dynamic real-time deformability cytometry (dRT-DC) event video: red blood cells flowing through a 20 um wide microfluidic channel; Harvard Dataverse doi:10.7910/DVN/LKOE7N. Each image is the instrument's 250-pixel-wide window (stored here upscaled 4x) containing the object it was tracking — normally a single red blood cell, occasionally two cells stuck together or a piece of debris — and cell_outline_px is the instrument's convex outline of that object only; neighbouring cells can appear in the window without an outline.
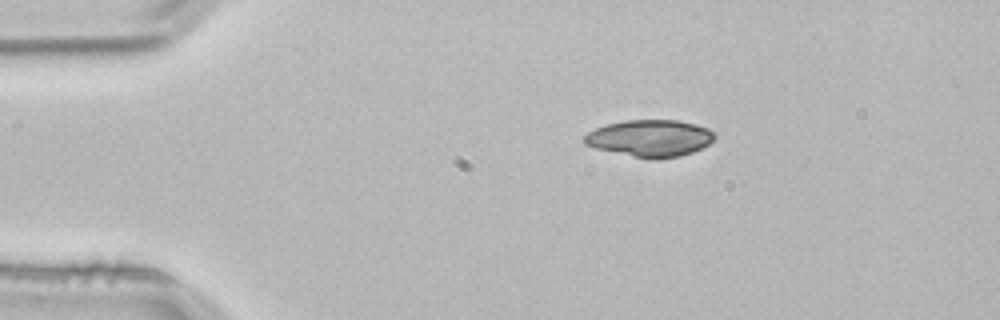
{"species": "common noctule bat (a hibernating species)", "species_latin": "Nyctalus noctula", "temperature_condition": "room temperature", "stored_images_in_passage": 3, "segment_of_instrument_passage": [1, 2], "camera_frame_rate_fps": 3000, "um_per_image_px": 0.085, "animal": {"sex": "male", "body_mass_g": 21.5, "forearm_length_mm": 52.0}, "frame": {"image": 1, "passage_image": 1, "time_ms": 0.0, "image_size_px": [1000, 320], "cell_outline_px": [[716, 136], [708, 144], [692, 152], [680, 156], [652, 160], [632, 156], [596, 148], [584, 144], [584, 136], [588, 132], [604, 124], [624, 120], [676, 120], [696, 124], [708, 128]], "centroid_in_image_um": [55.23, 11.74], "position_along_channel_um": 29.8, "area_um2": 27.98}}